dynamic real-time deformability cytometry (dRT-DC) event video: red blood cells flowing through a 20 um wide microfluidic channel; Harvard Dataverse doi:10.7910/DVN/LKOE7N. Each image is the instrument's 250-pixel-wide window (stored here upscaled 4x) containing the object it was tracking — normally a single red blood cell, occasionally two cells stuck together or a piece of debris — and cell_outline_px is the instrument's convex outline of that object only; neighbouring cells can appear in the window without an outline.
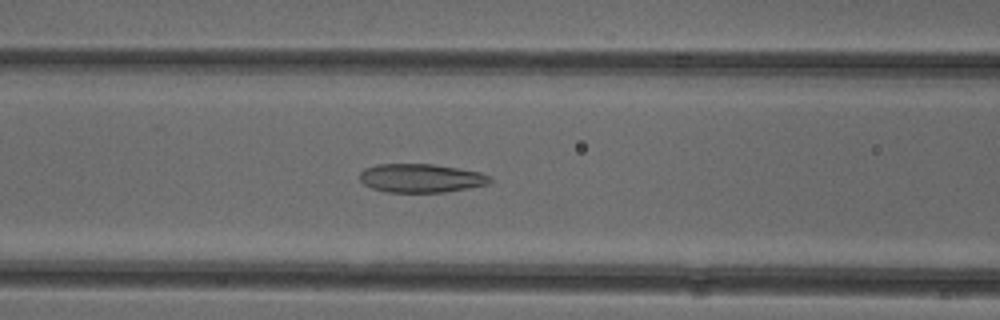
{"species": "common noctule bat (a hibernating species)", "species_latin": "Nyctalus noctula", "temperature_condition": "cold", "stored_images_in_passage": 49, "camera_frame_rate_fps": 3000, "um_per_image_px": 0.085, "animal": {"sex": "female"}, "frame": {"image": 1, "passage_image": 21, "time_ms": 6.667, "image_size_px": [1000, 320], "cell_outline_px": [[492, 180], [488, 184], [468, 188], [444, 192], [388, 192], [372, 188], [364, 184], [360, 180], [360, 172], [364, 168], [376, 164], [432, 164], [480, 172], [492, 176]], "centroid_in_image_um": [35.78, 15.14], "position_along_channel_um": 130.8, "area_um2": 21.73}}
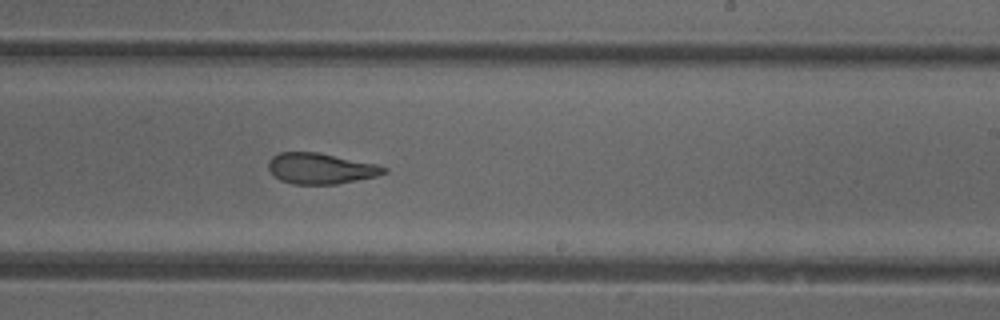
{"frame": {"image": 2, "passage_image": 31, "time_ms": 10.0, "image_size_px": [1000, 320], "cell_outline_px": [[388, 172], [376, 176], [336, 184], [292, 184], [280, 180], [268, 168], [268, 160], [272, 156], [280, 152], [316, 152], [376, 164], [388, 168]], "centroid_in_image_um": [27.24, 14.32], "position_along_channel_um": 261.8, "area_um2": 20.58}}
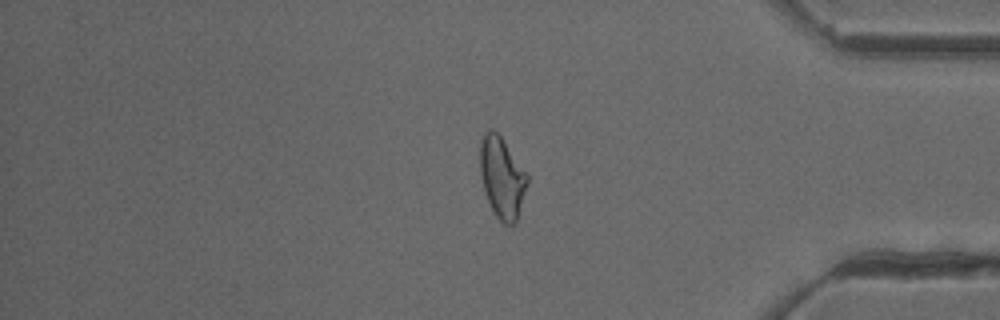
{"frame": {"image": 3, "passage_image": 43, "time_ms": 14.0, "image_size_px": [1000, 320], "cell_outline_px": [[528, 180], [516, 220], [512, 224], [504, 224], [496, 216], [488, 200], [484, 188], [480, 172], [480, 140], [484, 132], [488, 128], [492, 128], [500, 136], [528, 172]], "centroid_in_image_um": [42.66, 15.02], "position_along_channel_um": 392.5, "area_um2": 22.08}}